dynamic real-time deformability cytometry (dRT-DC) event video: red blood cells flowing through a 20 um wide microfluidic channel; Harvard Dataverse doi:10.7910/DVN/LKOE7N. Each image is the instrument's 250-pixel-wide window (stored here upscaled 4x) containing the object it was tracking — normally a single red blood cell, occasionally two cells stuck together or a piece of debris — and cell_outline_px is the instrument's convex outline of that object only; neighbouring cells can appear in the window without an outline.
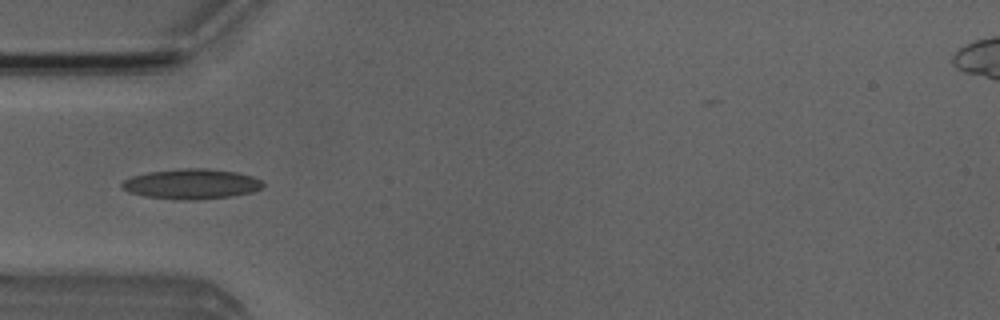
{"species": "Egyptian fruit bat (a non-hibernating species)", "species_latin": "Rousettus aegyptiacus", "temperature_condition": "room temperature", "stored_images_in_passage": 4, "camera_frame_rate_fps": 3000, "um_per_image_px": 0.085, "animal": {"sex": "male"}, "frame": {"image": 1, "passage_image": 4, "time_ms": 4.333, "image_size_px": [1000, 320], "cell_outline_px": [[264, 188], [252, 192], [232, 196], [192, 200], [184, 200], [144, 196], [128, 192], [120, 188], [120, 184], [124, 180], [132, 176], [148, 172], [184, 168], [208, 168], [236, 172], [252, 176], [260, 180], [264, 184]], "centroid_in_image_um": [16.27, 15.63], "position_along_channel_um": 68.7, "area_um2": 24.85}}